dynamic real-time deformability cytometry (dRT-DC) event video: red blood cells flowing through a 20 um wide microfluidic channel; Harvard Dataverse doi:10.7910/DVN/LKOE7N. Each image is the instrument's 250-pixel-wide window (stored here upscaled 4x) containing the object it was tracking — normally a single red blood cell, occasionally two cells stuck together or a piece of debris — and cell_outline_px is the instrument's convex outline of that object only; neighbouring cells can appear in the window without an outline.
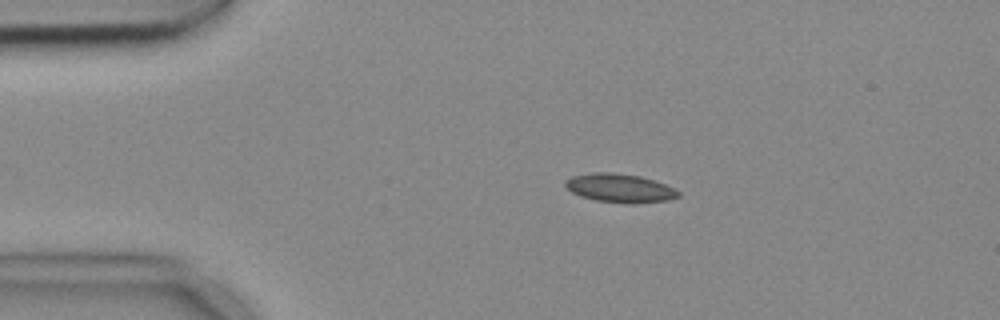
{"species": "common noctule bat (a hibernating species)", "species_latin": "Nyctalus noctula", "temperature_condition": "cold", "stored_images_in_passage": 3, "camera_frame_rate_fps": 3000, "um_per_image_px": 0.085, "animal": {"sex": "female", "body_mass_g": 18.4}, "frame": {"image": 1, "passage_image": 1, "time_ms": 0.0, "image_size_px": [1000, 320], "cell_outline_px": [[680, 196], [668, 200], [632, 204], [596, 200], [580, 196], [572, 192], [564, 184], [564, 180], [572, 176], [592, 172], [612, 172], [640, 176], [664, 184], [680, 192]], "centroid_in_image_um": [52.66, 15.98], "position_along_channel_um": 32.3, "area_um2": 18.79}}
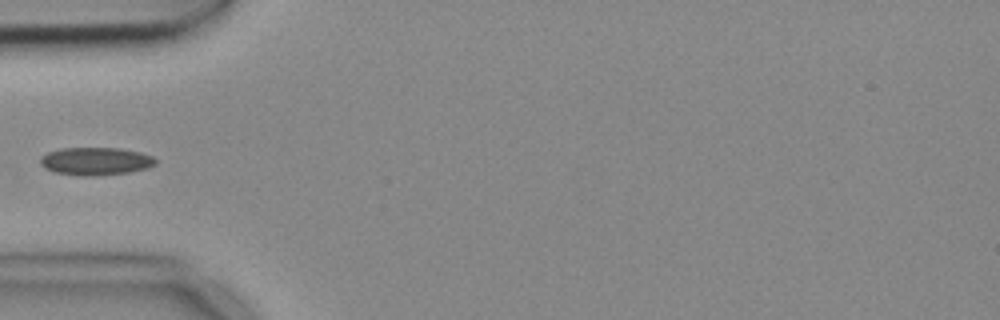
{"frame": {"image": 2, "passage_image": 3, "time_ms": 0.667, "image_size_px": [1000, 320], "cell_outline_px": [[156, 164], [148, 168], [128, 172], [96, 176], [80, 176], [56, 172], [44, 168], [40, 164], [40, 156], [48, 152], [60, 148], [120, 148], [140, 152], [152, 156], [156, 160]], "centroid_in_image_um": [8.12, 13.7], "position_along_channel_um": 76.9, "area_um2": 18.79}}